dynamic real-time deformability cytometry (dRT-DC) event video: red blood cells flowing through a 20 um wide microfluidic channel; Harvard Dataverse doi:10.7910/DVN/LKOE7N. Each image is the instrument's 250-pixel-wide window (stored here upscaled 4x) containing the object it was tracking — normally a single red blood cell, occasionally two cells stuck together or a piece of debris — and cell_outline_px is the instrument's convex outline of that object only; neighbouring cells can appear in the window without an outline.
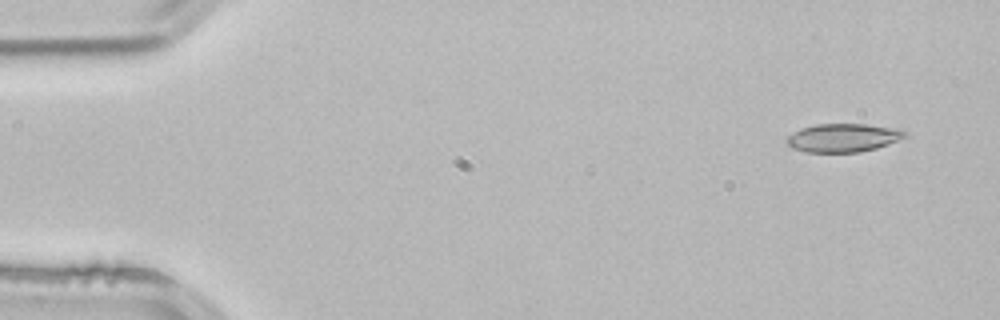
{"species": "common noctule bat (a hibernating species)", "species_latin": "Nyctalus noctula", "temperature_condition": "room temperature", "stored_images_in_passage": 4, "segment_of_instrument_passage": [2, 2], "camera_frame_rate_fps": 3000, "um_per_image_px": 0.085, "animal": {"sex": "male", "body_mass_g": 21.5, "forearm_length_mm": 52.0}, "frame": {"image": 1, "passage_image": 4, "time_ms": 1.0, "image_size_px": [1000, 320], "cell_outline_px": [[908, 136], [888, 144], [876, 148], [860, 152], [804, 152], [792, 148], [784, 140], [788, 136], [800, 128], [816, 124], [868, 124], [904, 128], [908, 132]], "centroid_in_image_um": [71.72, 11.7], "position_along_channel_um": 13.3, "area_um2": 19.94}}